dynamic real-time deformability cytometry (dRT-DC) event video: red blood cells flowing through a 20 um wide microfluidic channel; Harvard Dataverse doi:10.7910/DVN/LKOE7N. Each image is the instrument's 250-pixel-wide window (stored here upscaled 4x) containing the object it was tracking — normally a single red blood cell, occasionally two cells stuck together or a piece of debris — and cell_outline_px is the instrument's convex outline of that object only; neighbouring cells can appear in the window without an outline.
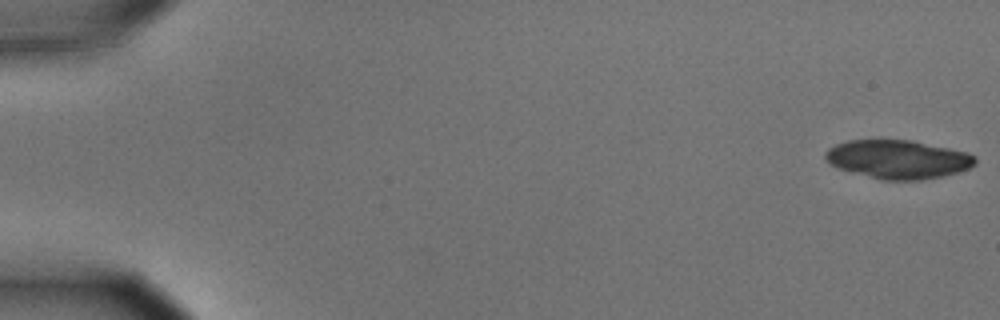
{"species": "common noctule bat (a hibernating species)", "species_latin": "Nyctalus noctula", "temperature_condition": "cold", "stored_images_in_passage": 6, "camera_frame_rate_fps": 3000, "um_per_image_px": 0.085, "animal": {"sex": "male", "body_mass_g": 15.6}, "frame": {"image": 1, "passage_image": 1, "time_ms": 0.0, "image_size_px": [1000, 320], "cell_outline_px": [[976, 164], [968, 168], [956, 172], [924, 180], [880, 180], [836, 168], [828, 164], [824, 156], [824, 152], [828, 148], [836, 144], [848, 140], [912, 140], [968, 152], [976, 156]], "centroid_in_image_um": [76.29, 13.54], "position_along_channel_um": 8.7, "area_um2": 33.99}}
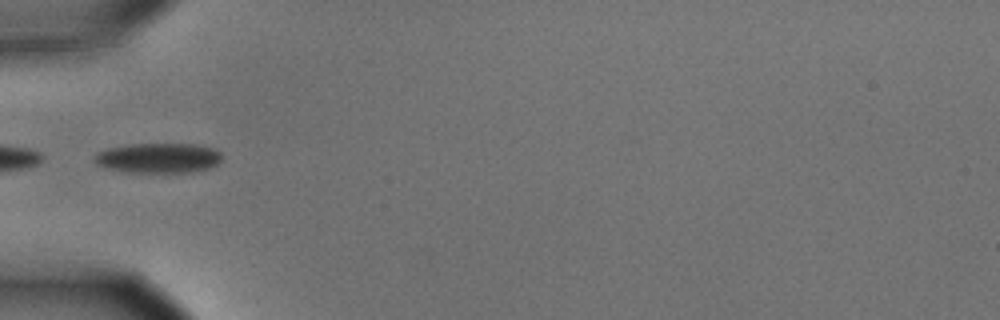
{"frame": {"image": 2, "passage_image": 6, "time_ms": 1.667, "image_size_px": [1000, 320], "cell_outline_px": [[220, 160], [216, 164], [208, 168], [192, 172], [128, 172], [104, 168], [96, 164], [92, 160], [92, 156], [108, 148], [128, 144], [196, 144], [212, 148], [220, 152]], "centroid_in_image_um": [13.4, 13.43], "position_along_channel_um": 71.6, "area_um2": 22.25}}